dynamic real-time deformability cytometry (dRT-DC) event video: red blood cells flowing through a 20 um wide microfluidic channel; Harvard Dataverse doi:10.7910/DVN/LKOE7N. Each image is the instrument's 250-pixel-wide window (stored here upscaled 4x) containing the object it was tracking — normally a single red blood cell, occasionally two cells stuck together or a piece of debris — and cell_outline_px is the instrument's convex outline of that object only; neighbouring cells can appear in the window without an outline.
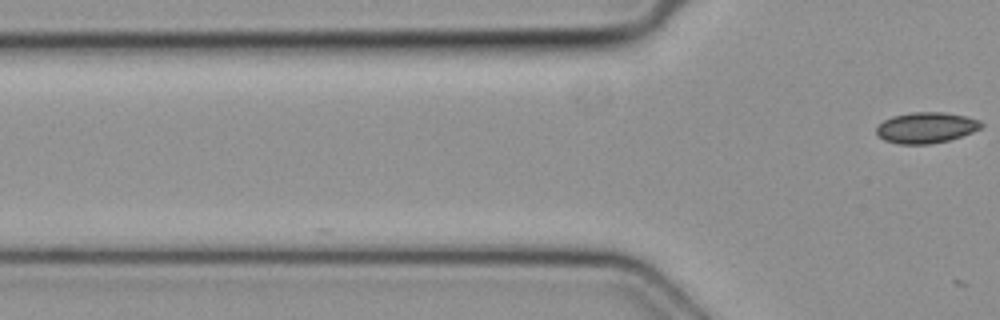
{"species": "common noctule bat (a hibernating species)", "species_latin": "Nyctalus noctula", "temperature_condition": "cold", "stored_images_in_passage": 2, "camera_frame_rate_fps": 3000, "um_per_image_px": 0.085, "animal": {"sex": "female", "body_mass_g": 19.3, "forearm_length_mm": 54.1}, "frame": {"image": 1, "passage_image": 2, "time_ms": 0.333, "image_size_px": [1000, 320], "cell_outline_px": [[984, 124], [980, 128], [972, 132], [948, 140], [932, 144], [896, 144], [884, 140], [876, 136], [876, 128], [884, 120], [892, 116], [912, 112], [944, 112], [964, 116], [980, 120]], "centroid_in_image_um": [78.69, 10.85], "position_along_channel_um": 47.1, "area_um2": 18.9}}